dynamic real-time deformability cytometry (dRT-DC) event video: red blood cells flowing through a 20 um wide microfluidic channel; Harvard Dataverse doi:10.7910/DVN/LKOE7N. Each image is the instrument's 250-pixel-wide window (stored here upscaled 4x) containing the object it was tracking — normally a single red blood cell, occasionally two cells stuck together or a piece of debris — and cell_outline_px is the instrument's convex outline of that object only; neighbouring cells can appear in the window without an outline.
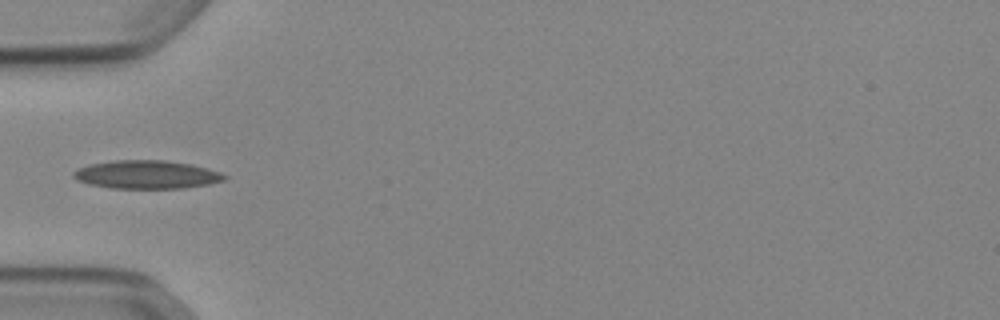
{"species": "Egyptian fruit bat (a non-hibernating species)", "species_latin": "Rousettus aegyptiacus", "temperature_condition": "cold", "stored_images_in_passage": 35, "camera_frame_rate_fps": 3000, "um_per_image_px": 0.085, "animal": {"sex": "female"}, "frame": {"image": 1, "passage_image": 1, "time_ms": 0.0, "image_size_px": [1000, 320], "cell_outline_px": [[228, 176], [224, 180], [208, 184], [184, 188], [112, 188], [88, 184], [72, 176], [72, 172], [76, 168], [88, 164], [116, 160], [164, 160], [192, 164], [208, 168], [220, 172]], "centroid_in_image_um": [12.46, 14.83], "position_along_channel_um": 72.5, "area_um2": 24.97}}
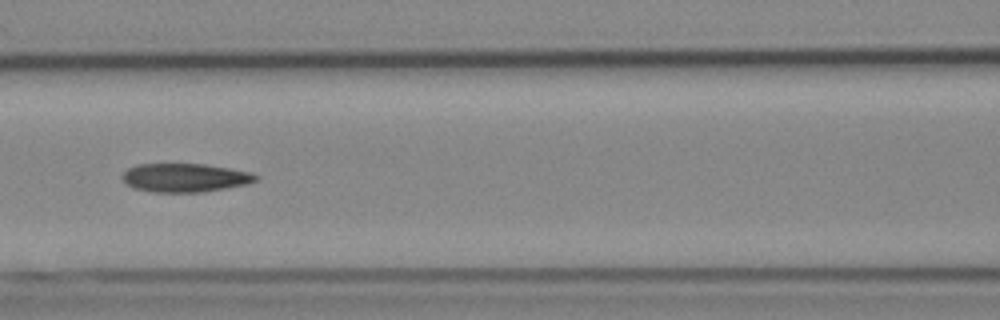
{"frame": {"image": 2, "passage_image": 7, "time_ms": 2.0, "image_size_px": [1000, 320], "cell_outline_px": [[260, 180], [248, 184], [200, 192], [152, 192], [132, 188], [120, 176], [128, 168], [136, 164], [204, 164], [252, 172], [260, 176]], "centroid_in_image_um": [15.74, 15.1], "position_along_channel_um": 150.9, "area_um2": 22.37}}
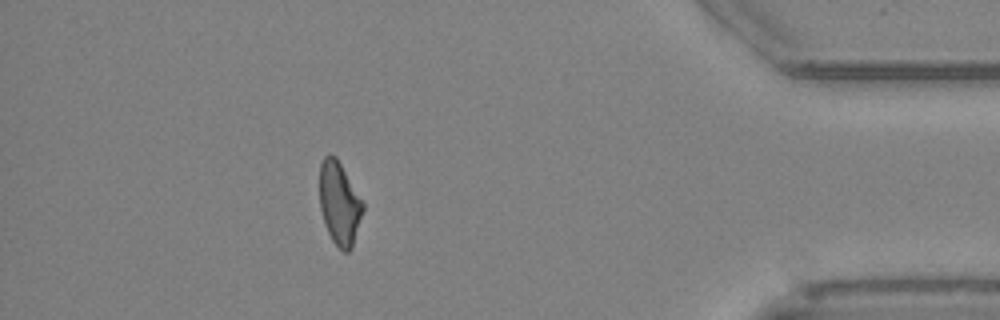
{"frame": {"image": 3, "passage_image": 30, "time_ms": 9.667, "image_size_px": [1000, 320], "cell_outline_px": [[364, 208], [352, 248], [348, 252], [344, 252], [332, 240], [324, 224], [320, 208], [320, 164], [324, 156], [328, 152], [336, 156], [364, 200]], "centroid_in_image_um": [28.86, 17.24], "position_along_channel_um": 406.3, "area_um2": 21.27}, "authors_computed_cell_mechanics": {"area_um2": 22.253, "velocity_mm_per_s": 3.8935, "shape_relaxation_time_tau1_ms": null, "shape_relaxation_time_tau2_ms": 5.1255, "deformation_change_tau1": null, "deformation_change_tau2": 0.1292}}